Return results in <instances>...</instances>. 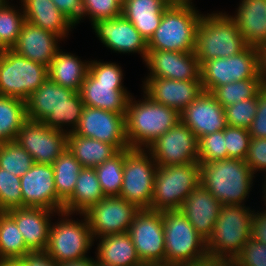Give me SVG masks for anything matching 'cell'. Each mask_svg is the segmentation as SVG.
I'll use <instances>...</instances> for the list:
<instances>
[{
	"label": "cell",
	"instance_id": "cell-30",
	"mask_svg": "<svg viewBox=\"0 0 266 266\" xmlns=\"http://www.w3.org/2000/svg\"><path fill=\"white\" fill-rule=\"evenodd\" d=\"M99 239V240H97ZM96 261L110 266H145L128 232L96 238Z\"/></svg>",
	"mask_w": 266,
	"mask_h": 266
},
{
	"label": "cell",
	"instance_id": "cell-20",
	"mask_svg": "<svg viewBox=\"0 0 266 266\" xmlns=\"http://www.w3.org/2000/svg\"><path fill=\"white\" fill-rule=\"evenodd\" d=\"M23 207H43L63 212V204L57 199L54 170L51 164L34 163L20 177Z\"/></svg>",
	"mask_w": 266,
	"mask_h": 266
},
{
	"label": "cell",
	"instance_id": "cell-58",
	"mask_svg": "<svg viewBox=\"0 0 266 266\" xmlns=\"http://www.w3.org/2000/svg\"><path fill=\"white\" fill-rule=\"evenodd\" d=\"M95 266H110V265L102 264V263L96 261V259H95Z\"/></svg>",
	"mask_w": 266,
	"mask_h": 266
},
{
	"label": "cell",
	"instance_id": "cell-33",
	"mask_svg": "<svg viewBox=\"0 0 266 266\" xmlns=\"http://www.w3.org/2000/svg\"><path fill=\"white\" fill-rule=\"evenodd\" d=\"M67 149L83 167L89 168L97 167L119 152L114 145L70 133Z\"/></svg>",
	"mask_w": 266,
	"mask_h": 266
},
{
	"label": "cell",
	"instance_id": "cell-56",
	"mask_svg": "<svg viewBox=\"0 0 266 266\" xmlns=\"http://www.w3.org/2000/svg\"><path fill=\"white\" fill-rule=\"evenodd\" d=\"M262 188L264 189L262 191V193L264 194V195H262V197H263V201L265 202L264 205H265V208H266V180L264 181V184H263Z\"/></svg>",
	"mask_w": 266,
	"mask_h": 266
},
{
	"label": "cell",
	"instance_id": "cell-13",
	"mask_svg": "<svg viewBox=\"0 0 266 266\" xmlns=\"http://www.w3.org/2000/svg\"><path fill=\"white\" fill-rule=\"evenodd\" d=\"M245 79H261L258 48L247 46L236 55L201 65L200 80L205 92L212 93L217 87Z\"/></svg>",
	"mask_w": 266,
	"mask_h": 266
},
{
	"label": "cell",
	"instance_id": "cell-53",
	"mask_svg": "<svg viewBox=\"0 0 266 266\" xmlns=\"http://www.w3.org/2000/svg\"><path fill=\"white\" fill-rule=\"evenodd\" d=\"M259 64L262 84L266 88V44L259 48Z\"/></svg>",
	"mask_w": 266,
	"mask_h": 266
},
{
	"label": "cell",
	"instance_id": "cell-46",
	"mask_svg": "<svg viewBox=\"0 0 266 266\" xmlns=\"http://www.w3.org/2000/svg\"><path fill=\"white\" fill-rule=\"evenodd\" d=\"M233 261L236 266H266V245L249 238Z\"/></svg>",
	"mask_w": 266,
	"mask_h": 266
},
{
	"label": "cell",
	"instance_id": "cell-9",
	"mask_svg": "<svg viewBox=\"0 0 266 266\" xmlns=\"http://www.w3.org/2000/svg\"><path fill=\"white\" fill-rule=\"evenodd\" d=\"M71 215L74 214L59 212L57 216L61 218L50 225L49 242L45 252L56 263L89 257L88 251L94 244L86 216L76 214L83 217L81 220H73Z\"/></svg>",
	"mask_w": 266,
	"mask_h": 266
},
{
	"label": "cell",
	"instance_id": "cell-35",
	"mask_svg": "<svg viewBox=\"0 0 266 266\" xmlns=\"http://www.w3.org/2000/svg\"><path fill=\"white\" fill-rule=\"evenodd\" d=\"M57 199L64 202L73 194L77 178L83 166L67 149L52 164Z\"/></svg>",
	"mask_w": 266,
	"mask_h": 266
},
{
	"label": "cell",
	"instance_id": "cell-41",
	"mask_svg": "<svg viewBox=\"0 0 266 266\" xmlns=\"http://www.w3.org/2000/svg\"><path fill=\"white\" fill-rule=\"evenodd\" d=\"M22 207L20 177L0 168V212Z\"/></svg>",
	"mask_w": 266,
	"mask_h": 266
},
{
	"label": "cell",
	"instance_id": "cell-27",
	"mask_svg": "<svg viewBox=\"0 0 266 266\" xmlns=\"http://www.w3.org/2000/svg\"><path fill=\"white\" fill-rule=\"evenodd\" d=\"M234 15H229L237 25L247 46L260 48L266 44V0H240Z\"/></svg>",
	"mask_w": 266,
	"mask_h": 266
},
{
	"label": "cell",
	"instance_id": "cell-50",
	"mask_svg": "<svg viewBox=\"0 0 266 266\" xmlns=\"http://www.w3.org/2000/svg\"><path fill=\"white\" fill-rule=\"evenodd\" d=\"M253 211L251 238L266 245V210Z\"/></svg>",
	"mask_w": 266,
	"mask_h": 266
},
{
	"label": "cell",
	"instance_id": "cell-55",
	"mask_svg": "<svg viewBox=\"0 0 266 266\" xmlns=\"http://www.w3.org/2000/svg\"><path fill=\"white\" fill-rule=\"evenodd\" d=\"M0 266H28L24 258H7L0 260Z\"/></svg>",
	"mask_w": 266,
	"mask_h": 266
},
{
	"label": "cell",
	"instance_id": "cell-44",
	"mask_svg": "<svg viewBox=\"0 0 266 266\" xmlns=\"http://www.w3.org/2000/svg\"><path fill=\"white\" fill-rule=\"evenodd\" d=\"M122 4L123 0H82V20L87 16L92 24L96 20L122 16Z\"/></svg>",
	"mask_w": 266,
	"mask_h": 266
},
{
	"label": "cell",
	"instance_id": "cell-34",
	"mask_svg": "<svg viewBox=\"0 0 266 266\" xmlns=\"http://www.w3.org/2000/svg\"><path fill=\"white\" fill-rule=\"evenodd\" d=\"M27 120L26 101L0 95V143L15 141Z\"/></svg>",
	"mask_w": 266,
	"mask_h": 266
},
{
	"label": "cell",
	"instance_id": "cell-17",
	"mask_svg": "<svg viewBox=\"0 0 266 266\" xmlns=\"http://www.w3.org/2000/svg\"><path fill=\"white\" fill-rule=\"evenodd\" d=\"M87 138L114 145L119 151L129 148L126 136V114L84 106L74 132Z\"/></svg>",
	"mask_w": 266,
	"mask_h": 266
},
{
	"label": "cell",
	"instance_id": "cell-48",
	"mask_svg": "<svg viewBox=\"0 0 266 266\" xmlns=\"http://www.w3.org/2000/svg\"><path fill=\"white\" fill-rule=\"evenodd\" d=\"M251 137L266 139V88L257 94L256 115L248 128Z\"/></svg>",
	"mask_w": 266,
	"mask_h": 266
},
{
	"label": "cell",
	"instance_id": "cell-23",
	"mask_svg": "<svg viewBox=\"0 0 266 266\" xmlns=\"http://www.w3.org/2000/svg\"><path fill=\"white\" fill-rule=\"evenodd\" d=\"M180 117L198 140L227 126L224 108L211 93L205 91L180 113Z\"/></svg>",
	"mask_w": 266,
	"mask_h": 266
},
{
	"label": "cell",
	"instance_id": "cell-3",
	"mask_svg": "<svg viewBox=\"0 0 266 266\" xmlns=\"http://www.w3.org/2000/svg\"><path fill=\"white\" fill-rule=\"evenodd\" d=\"M180 121L178 111L154 102L144 92L142 99L138 101L132 95L126 112V136L129 148L146 149Z\"/></svg>",
	"mask_w": 266,
	"mask_h": 266
},
{
	"label": "cell",
	"instance_id": "cell-29",
	"mask_svg": "<svg viewBox=\"0 0 266 266\" xmlns=\"http://www.w3.org/2000/svg\"><path fill=\"white\" fill-rule=\"evenodd\" d=\"M171 3L169 0H123L122 16L148 41Z\"/></svg>",
	"mask_w": 266,
	"mask_h": 266
},
{
	"label": "cell",
	"instance_id": "cell-2",
	"mask_svg": "<svg viewBox=\"0 0 266 266\" xmlns=\"http://www.w3.org/2000/svg\"><path fill=\"white\" fill-rule=\"evenodd\" d=\"M124 73L114 62L90 60L80 89L84 106L126 114L132 96L123 85Z\"/></svg>",
	"mask_w": 266,
	"mask_h": 266
},
{
	"label": "cell",
	"instance_id": "cell-10",
	"mask_svg": "<svg viewBox=\"0 0 266 266\" xmlns=\"http://www.w3.org/2000/svg\"><path fill=\"white\" fill-rule=\"evenodd\" d=\"M200 185V164L158 166L150 210H179L183 201Z\"/></svg>",
	"mask_w": 266,
	"mask_h": 266
},
{
	"label": "cell",
	"instance_id": "cell-21",
	"mask_svg": "<svg viewBox=\"0 0 266 266\" xmlns=\"http://www.w3.org/2000/svg\"><path fill=\"white\" fill-rule=\"evenodd\" d=\"M149 69L146 78L200 80V63L194 52L148 50L144 62Z\"/></svg>",
	"mask_w": 266,
	"mask_h": 266
},
{
	"label": "cell",
	"instance_id": "cell-24",
	"mask_svg": "<svg viewBox=\"0 0 266 266\" xmlns=\"http://www.w3.org/2000/svg\"><path fill=\"white\" fill-rule=\"evenodd\" d=\"M22 233L30 252H45L49 242L51 217L59 212L43 207H22L6 211Z\"/></svg>",
	"mask_w": 266,
	"mask_h": 266
},
{
	"label": "cell",
	"instance_id": "cell-51",
	"mask_svg": "<svg viewBox=\"0 0 266 266\" xmlns=\"http://www.w3.org/2000/svg\"><path fill=\"white\" fill-rule=\"evenodd\" d=\"M28 266H59L46 252H30L23 257Z\"/></svg>",
	"mask_w": 266,
	"mask_h": 266
},
{
	"label": "cell",
	"instance_id": "cell-16",
	"mask_svg": "<svg viewBox=\"0 0 266 266\" xmlns=\"http://www.w3.org/2000/svg\"><path fill=\"white\" fill-rule=\"evenodd\" d=\"M146 150L158 166L198 162V138L181 121L157 138Z\"/></svg>",
	"mask_w": 266,
	"mask_h": 266
},
{
	"label": "cell",
	"instance_id": "cell-45",
	"mask_svg": "<svg viewBox=\"0 0 266 266\" xmlns=\"http://www.w3.org/2000/svg\"><path fill=\"white\" fill-rule=\"evenodd\" d=\"M250 139L251 136L248 129L227 125L224 129L227 159H238L244 161L248 153Z\"/></svg>",
	"mask_w": 266,
	"mask_h": 266
},
{
	"label": "cell",
	"instance_id": "cell-25",
	"mask_svg": "<svg viewBox=\"0 0 266 266\" xmlns=\"http://www.w3.org/2000/svg\"><path fill=\"white\" fill-rule=\"evenodd\" d=\"M62 40L54 33L25 21L17 43L11 49L27 59L48 67L60 50L59 44Z\"/></svg>",
	"mask_w": 266,
	"mask_h": 266
},
{
	"label": "cell",
	"instance_id": "cell-5",
	"mask_svg": "<svg viewBox=\"0 0 266 266\" xmlns=\"http://www.w3.org/2000/svg\"><path fill=\"white\" fill-rule=\"evenodd\" d=\"M246 47L247 44L229 13L217 11L201 16L194 48L200 66L212 59L236 55Z\"/></svg>",
	"mask_w": 266,
	"mask_h": 266
},
{
	"label": "cell",
	"instance_id": "cell-19",
	"mask_svg": "<svg viewBox=\"0 0 266 266\" xmlns=\"http://www.w3.org/2000/svg\"><path fill=\"white\" fill-rule=\"evenodd\" d=\"M92 29L101 43L116 53H139L143 62L147 59V40L134 25L123 16L96 20Z\"/></svg>",
	"mask_w": 266,
	"mask_h": 266
},
{
	"label": "cell",
	"instance_id": "cell-40",
	"mask_svg": "<svg viewBox=\"0 0 266 266\" xmlns=\"http://www.w3.org/2000/svg\"><path fill=\"white\" fill-rule=\"evenodd\" d=\"M34 163L31 155L16 141L0 143V168L21 177Z\"/></svg>",
	"mask_w": 266,
	"mask_h": 266
},
{
	"label": "cell",
	"instance_id": "cell-57",
	"mask_svg": "<svg viewBox=\"0 0 266 266\" xmlns=\"http://www.w3.org/2000/svg\"><path fill=\"white\" fill-rule=\"evenodd\" d=\"M7 50H8V48L0 40V55H2L3 53H5Z\"/></svg>",
	"mask_w": 266,
	"mask_h": 266
},
{
	"label": "cell",
	"instance_id": "cell-15",
	"mask_svg": "<svg viewBox=\"0 0 266 266\" xmlns=\"http://www.w3.org/2000/svg\"><path fill=\"white\" fill-rule=\"evenodd\" d=\"M140 209L119 196L104 197L83 214L94 242L96 238L128 232Z\"/></svg>",
	"mask_w": 266,
	"mask_h": 266
},
{
	"label": "cell",
	"instance_id": "cell-59",
	"mask_svg": "<svg viewBox=\"0 0 266 266\" xmlns=\"http://www.w3.org/2000/svg\"><path fill=\"white\" fill-rule=\"evenodd\" d=\"M171 2H188V1H192V0H169Z\"/></svg>",
	"mask_w": 266,
	"mask_h": 266
},
{
	"label": "cell",
	"instance_id": "cell-32",
	"mask_svg": "<svg viewBox=\"0 0 266 266\" xmlns=\"http://www.w3.org/2000/svg\"><path fill=\"white\" fill-rule=\"evenodd\" d=\"M104 197L95 169L83 167L77 178L73 194L63 204V212L83 214Z\"/></svg>",
	"mask_w": 266,
	"mask_h": 266
},
{
	"label": "cell",
	"instance_id": "cell-12",
	"mask_svg": "<svg viewBox=\"0 0 266 266\" xmlns=\"http://www.w3.org/2000/svg\"><path fill=\"white\" fill-rule=\"evenodd\" d=\"M48 78L47 66L8 49L0 55V95L26 101Z\"/></svg>",
	"mask_w": 266,
	"mask_h": 266
},
{
	"label": "cell",
	"instance_id": "cell-8",
	"mask_svg": "<svg viewBox=\"0 0 266 266\" xmlns=\"http://www.w3.org/2000/svg\"><path fill=\"white\" fill-rule=\"evenodd\" d=\"M165 266L197 264L208 258L206 240L180 210L162 211Z\"/></svg>",
	"mask_w": 266,
	"mask_h": 266
},
{
	"label": "cell",
	"instance_id": "cell-31",
	"mask_svg": "<svg viewBox=\"0 0 266 266\" xmlns=\"http://www.w3.org/2000/svg\"><path fill=\"white\" fill-rule=\"evenodd\" d=\"M89 61L60 49L47 67L48 79L62 87L79 92L88 72Z\"/></svg>",
	"mask_w": 266,
	"mask_h": 266
},
{
	"label": "cell",
	"instance_id": "cell-38",
	"mask_svg": "<svg viewBox=\"0 0 266 266\" xmlns=\"http://www.w3.org/2000/svg\"><path fill=\"white\" fill-rule=\"evenodd\" d=\"M9 0H0V40L11 49L18 40L21 28L26 21L21 9L10 5Z\"/></svg>",
	"mask_w": 266,
	"mask_h": 266
},
{
	"label": "cell",
	"instance_id": "cell-52",
	"mask_svg": "<svg viewBox=\"0 0 266 266\" xmlns=\"http://www.w3.org/2000/svg\"><path fill=\"white\" fill-rule=\"evenodd\" d=\"M185 266H236L233 260L207 258L197 264Z\"/></svg>",
	"mask_w": 266,
	"mask_h": 266
},
{
	"label": "cell",
	"instance_id": "cell-6",
	"mask_svg": "<svg viewBox=\"0 0 266 266\" xmlns=\"http://www.w3.org/2000/svg\"><path fill=\"white\" fill-rule=\"evenodd\" d=\"M192 1L172 2L147 41L148 50L194 52L196 30L203 14Z\"/></svg>",
	"mask_w": 266,
	"mask_h": 266
},
{
	"label": "cell",
	"instance_id": "cell-36",
	"mask_svg": "<svg viewBox=\"0 0 266 266\" xmlns=\"http://www.w3.org/2000/svg\"><path fill=\"white\" fill-rule=\"evenodd\" d=\"M28 253L16 222L6 212H0V260L23 258Z\"/></svg>",
	"mask_w": 266,
	"mask_h": 266
},
{
	"label": "cell",
	"instance_id": "cell-26",
	"mask_svg": "<svg viewBox=\"0 0 266 266\" xmlns=\"http://www.w3.org/2000/svg\"><path fill=\"white\" fill-rule=\"evenodd\" d=\"M222 204L201 184L183 201L179 210L207 241L213 233Z\"/></svg>",
	"mask_w": 266,
	"mask_h": 266
},
{
	"label": "cell",
	"instance_id": "cell-42",
	"mask_svg": "<svg viewBox=\"0 0 266 266\" xmlns=\"http://www.w3.org/2000/svg\"><path fill=\"white\" fill-rule=\"evenodd\" d=\"M198 163H210L227 159L224 130L205 135L198 140Z\"/></svg>",
	"mask_w": 266,
	"mask_h": 266
},
{
	"label": "cell",
	"instance_id": "cell-28",
	"mask_svg": "<svg viewBox=\"0 0 266 266\" xmlns=\"http://www.w3.org/2000/svg\"><path fill=\"white\" fill-rule=\"evenodd\" d=\"M26 21L50 31L60 38L68 37L75 24L57 9L52 0H20ZM72 29V30H71Z\"/></svg>",
	"mask_w": 266,
	"mask_h": 266
},
{
	"label": "cell",
	"instance_id": "cell-4",
	"mask_svg": "<svg viewBox=\"0 0 266 266\" xmlns=\"http://www.w3.org/2000/svg\"><path fill=\"white\" fill-rule=\"evenodd\" d=\"M255 177L246 162L238 159L200 165V184L222 205H244Z\"/></svg>",
	"mask_w": 266,
	"mask_h": 266
},
{
	"label": "cell",
	"instance_id": "cell-43",
	"mask_svg": "<svg viewBox=\"0 0 266 266\" xmlns=\"http://www.w3.org/2000/svg\"><path fill=\"white\" fill-rule=\"evenodd\" d=\"M228 126L248 129L257 111V95L224 108Z\"/></svg>",
	"mask_w": 266,
	"mask_h": 266
},
{
	"label": "cell",
	"instance_id": "cell-37",
	"mask_svg": "<svg viewBox=\"0 0 266 266\" xmlns=\"http://www.w3.org/2000/svg\"><path fill=\"white\" fill-rule=\"evenodd\" d=\"M264 88L261 79H245L217 87L211 94L225 108L255 97Z\"/></svg>",
	"mask_w": 266,
	"mask_h": 266
},
{
	"label": "cell",
	"instance_id": "cell-47",
	"mask_svg": "<svg viewBox=\"0 0 266 266\" xmlns=\"http://www.w3.org/2000/svg\"><path fill=\"white\" fill-rule=\"evenodd\" d=\"M253 174L266 172V139L251 137L247 156L244 160ZM266 174V173H264ZM264 180H266V175Z\"/></svg>",
	"mask_w": 266,
	"mask_h": 266
},
{
	"label": "cell",
	"instance_id": "cell-7",
	"mask_svg": "<svg viewBox=\"0 0 266 266\" xmlns=\"http://www.w3.org/2000/svg\"><path fill=\"white\" fill-rule=\"evenodd\" d=\"M253 211L244 205H222L206 241L208 258L234 260L251 238Z\"/></svg>",
	"mask_w": 266,
	"mask_h": 266
},
{
	"label": "cell",
	"instance_id": "cell-39",
	"mask_svg": "<svg viewBox=\"0 0 266 266\" xmlns=\"http://www.w3.org/2000/svg\"><path fill=\"white\" fill-rule=\"evenodd\" d=\"M94 169L104 196H119L123 183V150Z\"/></svg>",
	"mask_w": 266,
	"mask_h": 266
},
{
	"label": "cell",
	"instance_id": "cell-49",
	"mask_svg": "<svg viewBox=\"0 0 266 266\" xmlns=\"http://www.w3.org/2000/svg\"><path fill=\"white\" fill-rule=\"evenodd\" d=\"M52 2L75 25L80 23L82 20V0H52Z\"/></svg>",
	"mask_w": 266,
	"mask_h": 266
},
{
	"label": "cell",
	"instance_id": "cell-1",
	"mask_svg": "<svg viewBox=\"0 0 266 266\" xmlns=\"http://www.w3.org/2000/svg\"><path fill=\"white\" fill-rule=\"evenodd\" d=\"M83 108L80 92L62 87L48 78L26 100L28 120L42 122L66 134L77 128Z\"/></svg>",
	"mask_w": 266,
	"mask_h": 266
},
{
	"label": "cell",
	"instance_id": "cell-14",
	"mask_svg": "<svg viewBox=\"0 0 266 266\" xmlns=\"http://www.w3.org/2000/svg\"><path fill=\"white\" fill-rule=\"evenodd\" d=\"M162 211L141 209L128 233L145 266H165V237Z\"/></svg>",
	"mask_w": 266,
	"mask_h": 266
},
{
	"label": "cell",
	"instance_id": "cell-11",
	"mask_svg": "<svg viewBox=\"0 0 266 266\" xmlns=\"http://www.w3.org/2000/svg\"><path fill=\"white\" fill-rule=\"evenodd\" d=\"M157 167L146 149L123 150V183L119 197L140 210L150 209Z\"/></svg>",
	"mask_w": 266,
	"mask_h": 266
},
{
	"label": "cell",
	"instance_id": "cell-22",
	"mask_svg": "<svg viewBox=\"0 0 266 266\" xmlns=\"http://www.w3.org/2000/svg\"><path fill=\"white\" fill-rule=\"evenodd\" d=\"M143 92L154 102L166 105L181 113L202 92L201 80H173L167 78H145Z\"/></svg>",
	"mask_w": 266,
	"mask_h": 266
},
{
	"label": "cell",
	"instance_id": "cell-18",
	"mask_svg": "<svg viewBox=\"0 0 266 266\" xmlns=\"http://www.w3.org/2000/svg\"><path fill=\"white\" fill-rule=\"evenodd\" d=\"M35 163L53 164L67 150L68 134L42 122L27 120L15 140Z\"/></svg>",
	"mask_w": 266,
	"mask_h": 266
},
{
	"label": "cell",
	"instance_id": "cell-54",
	"mask_svg": "<svg viewBox=\"0 0 266 266\" xmlns=\"http://www.w3.org/2000/svg\"><path fill=\"white\" fill-rule=\"evenodd\" d=\"M59 266H95V260L92 257H86L81 260L59 263Z\"/></svg>",
	"mask_w": 266,
	"mask_h": 266
}]
</instances>
